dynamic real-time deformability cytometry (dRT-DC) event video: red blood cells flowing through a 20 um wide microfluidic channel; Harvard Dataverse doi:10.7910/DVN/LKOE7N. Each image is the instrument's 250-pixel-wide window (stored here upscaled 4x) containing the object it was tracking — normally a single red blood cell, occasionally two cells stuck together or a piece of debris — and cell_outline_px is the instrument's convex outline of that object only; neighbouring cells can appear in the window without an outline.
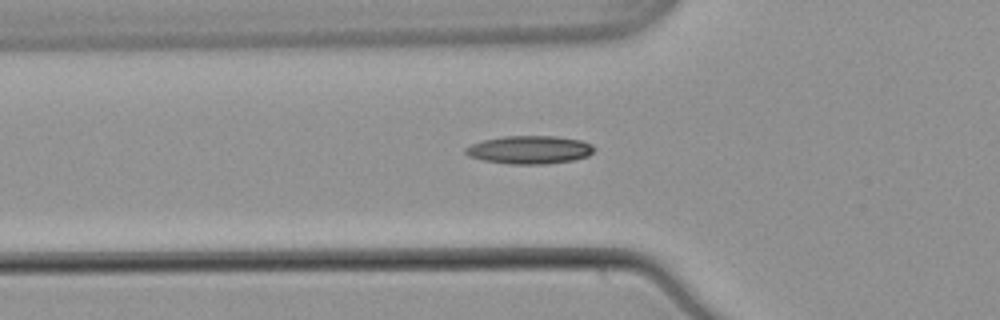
{"species": "common noctule bat (a hibernating species)", "species_latin": "Nyctalus noctula", "temperature_condition": "warm", "stored_images_in_passage": 34, "camera_frame_rate_fps": 3000, "um_per_image_px": 0.085, "animal": {"sex": "male", "body_mass_g": 21.5, "forearm_length_mm": 52.0}, "frame": {"image": 1, "passage_image": 4, "time_ms": 1.0, "image_size_px": [1000, 320], "cell_outline_px": [[596, 148], [588, 156], [572, 160], [548, 164], [508, 164], [484, 160], [468, 156], [464, 152], [464, 148], [472, 144], [484, 140], [504, 136], [556, 136], [580, 140], [592, 144]], "centroid_in_image_um": [45.02, 12.73], "position_along_channel_um": 80.8, "area_um2": 21.1}}
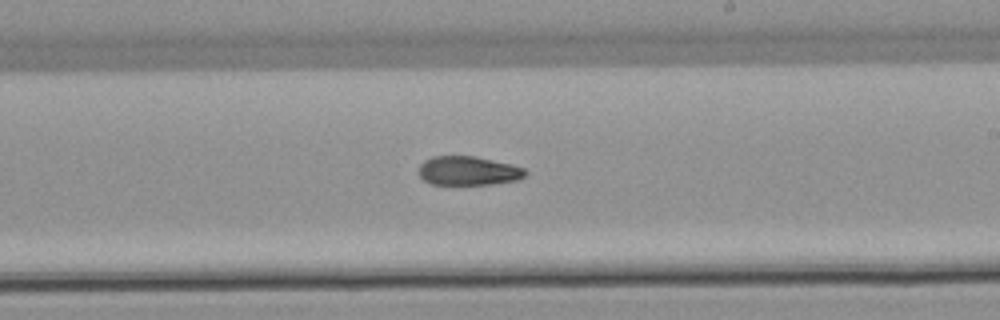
{"frame": {"image": 2, "passage_image": 17, "time_ms": 5.333, "image_size_px": [1000, 320], "cell_outline_px": [[528, 172], [520, 180], [492, 184], [432, 184], [424, 180], [420, 176], [420, 164], [424, 160], [432, 156], [476, 156], [512, 164], [524, 168]], "centroid_in_image_um": [39.84, 14.51], "position_along_channel_um": 249.2, "area_um2": 18.09}}
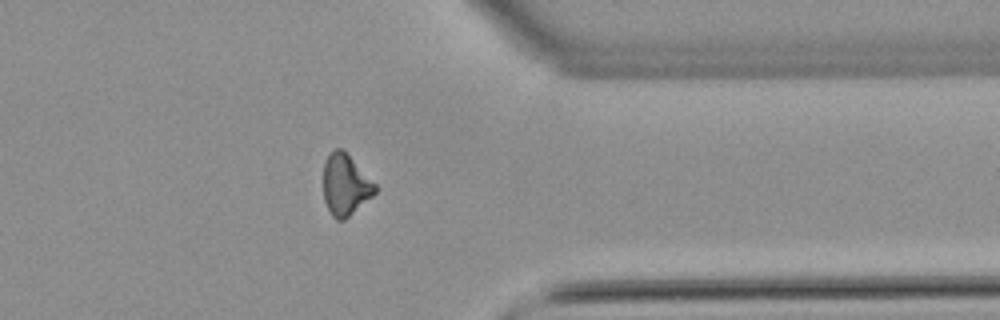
{"frame": {"image": 3, "passage_image": 28, "time_ms": 9.0, "image_size_px": [1000, 320], "cell_outline_px": [[376, 192], [372, 196], [344, 220], [336, 220], [332, 216], [324, 200], [324, 164], [328, 156], [336, 148], [344, 148], [376, 184]], "centroid_in_image_um": [29.37, 15.69], "position_along_channel_um": 382.0, "area_um2": 18.38}, "authors_computed_cell_mechanics": {"area_um2": 18.9006, "velocity_mm_per_s": 3.8782, "shape_relaxation_time_tau1_ms": null, "shape_relaxation_time_tau2_ms": 6.5859, "deformation_change_tau1": null, "deformation_change_tau2": 0.159}}